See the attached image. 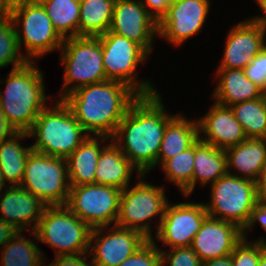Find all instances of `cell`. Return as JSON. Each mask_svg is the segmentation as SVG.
<instances>
[{"instance_id":"cell-1","label":"cell","mask_w":266,"mask_h":266,"mask_svg":"<svg viewBox=\"0 0 266 266\" xmlns=\"http://www.w3.org/2000/svg\"><path fill=\"white\" fill-rule=\"evenodd\" d=\"M168 115L160 94L140 96L121 120L112 141L136 167L139 178L157 166Z\"/></svg>"},{"instance_id":"cell-2","label":"cell","mask_w":266,"mask_h":266,"mask_svg":"<svg viewBox=\"0 0 266 266\" xmlns=\"http://www.w3.org/2000/svg\"><path fill=\"white\" fill-rule=\"evenodd\" d=\"M139 97L130 86L105 80L81 87L62 100L89 135L112 138L130 106Z\"/></svg>"},{"instance_id":"cell-3","label":"cell","mask_w":266,"mask_h":266,"mask_svg":"<svg viewBox=\"0 0 266 266\" xmlns=\"http://www.w3.org/2000/svg\"><path fill=\"white\" fill-rule=\"evenodd\" d=\"M28 61L11 69L5 82V93L0 92V105L7 122L16 132H29L38 114L47 106L42 72Z\"/></svg>"},{"instance_id":"cell-4","label":"cell","mask_w":266,"mask_h":266,"mask_svg":"<svg viewBox=\"0 0 266 266\" xmlns=\"http://www.w3.org/2000/svg\"><path fill=\"white\" fill-rule=\"evenodd\" d=\"M28 133L37 138L31 145L33 151L63 158L71 155L89 136L61 99L38 114Z\"/></svg>"},{"instance_id":"cell-5","label":"cell","mask_w":266,"mask_h":266,"mask_svg":"<svg viewBox=\"0 0 266 266\" xmlns=\"http://www.w3.org/2000/svg\"><path fill=\"white\" fill-rule=\"evenodd\" d=\"M91 228L66 205L47 206L34 231L38 241L55 249V256L79 255L90 250Z\"/></svg>"},{"instance_id":"cell-6","label":"cell","mask_w":266,"mask_h":266,"mask_svg":"<svg viewBox=\"0 0 266 266\" xmlns=\"http://www.w3.org/2000/svg\"><path fill=\"white\" fill-rule=\"evenodd\" d=\"M60 50L65 73L63 92L59 99L62 100L66 95L81 87L106 80L99 37L67 38L63 40ZM71 84L73 86H68Z\"/></svg>"},{"instance_id":"cell-7","label":"cell","mask_w":266,"mask_h":266,"mask_svg":"<svg viewBox=\"0 0 266 266\" xmlns=\"http://www.w3.org/2000/svg\"><path fill=\"white\" fill-rule=\"evenodd\" d=\"M210 190L211 204H204L208 216L231 222L243 230L259 198L256 182L229 171L212 183Z\"/></svg>"},{"instance_id":"cell-8","label":"cell","mask_w":266,"mask_h":266,"mask_svg":"<svg viewBox=\"0 0 266 266\" xmlns=\"http://www.w3.org/2000/svg\"><path fill=\"white\" fill-rule=\"evenodd\" d=\"M20 186L47 206L66 205L70 191L66 158L32 151Z\"/></svg>"},{"instance_id":"cell-9","label":"cell","mask_w":266,"mask_h":266,"mask_svg":"<svg viewBox=\"0 0 266 266\" xmlns=\"http://www.w3.org/2000/svg\"><path fill=\"white\" fill-rule=\"evenodd\" d=\"M99 38L106 80L122 82L140 96L158 92L149 81H136L137 75L134 72L138 64H143L148 58V53L139 44L109 30Z\"/></svg>"},{"instance_id":"cell-10","label":"cell","mask_w":266,"mask_h":266,"mask_svg":"<svg viewBox=\"0 0 266 266\" xmlns=\"http://www.w3.org/2000/svg\"><path fill=\"white\" fill-rule=\"evenodd\" d=\"M9 12L19 48L21 49L24 42L25 57L28 61H35V57L39 58L55 49H61L63 39L54 30L43 5L23 3L12 7ZM20 25L23 33L20 29L18 30Z\"/></svg>"},{"instance_id":"cell-11","label":"cell","mask_w":266,"mask_h":266,"mask_svg":"<svg viewBox=\"0 0 266 266\" xmlns=\"http://www.w3.org/2000/svg\"><path fill=\"white\" fill-rule=\"evenodd\" d=\"M167 204L163 186L138 181L131 189L127 186L121 192L116 225L137 230L152 239L150 220L157 215L161 222Z\"/></svg>"},{"instance_id":"cell-12","label":"cell","mask_w":266,"mask_h":266,"mask_svg":"<svg viewBox=\"0 0 266 266\" xmlns=\"http://www.w3.org/2000/svg\"><path fill=\"white\" fill-rule=\"evenodd\" d=\"M122 190L100 184L70 186L66 206L91 229L107 227L119 213Z\"/></svg>"},{"instance_id":"cell-13","label":"cell","mask_w":266,"mask_h":266,"mask_svg":"<svg viewBox=\"0 0 266 266\" xmlns=\"http://www.w3.org/2000/svg\"><path fill=\"white\" fill-rule=\"evenodd\" d=\"M208 217L204 203H179L165 208L156 237L170 248L189 247Z\"/></svg>"},{"instance_id":"cell-14","label":"cell","mask_w":266,"mask_h":266,"mask_svg":"<svg viewBox=\"0 0 266 266\" xmlns=\"http://www.w3.org/2000/svg\"><path fill=\"white\" fill-rule=\"evenodd\" d=\"M104 229L106 227L91 230L90 249L92 242L94 239L96 240L88 252H92L91 261L94 266H118L148 240L139 231L118 225H113L110 228L111 231L105 232V235L101 236L100 233L102 234Z\"/></svg>"},{"instance_id":"cell-15","label":"cell","mask_w":266,"mask_h":266,"mask_svg":"<svg viewBox=\"0 0 266 266\" xmlns=\"http://www.w3.org/2000/svg\"><path fill=\"white\" fill-rule=\"evenodd\" d=\"M109 31L136 42L149 54L153 37L158 36V23L142 0H115Z\"/></svg>"},{"instance_id":"cell-16","label":"cell","mask_w":266,"mask_h":266,"mask_svg":"<svg viewBox=\"0 0 266 266\" xmlns=\"http://www.w3.org/2000/svg\"><path fill=\"white\" fill-rule=\"evenodd\" d=\"M209 0H175L158 23V35L180 45L199 33L209 12Z\"/></svg>"},{"instance_id":"cell-17","label":"cell","mask_w":266,"mask_h":266,"mask_svg":"<svg viewBox=\"0 0 266 266\" xmlns=\"http://www.w3.org/2000/svg\"><path fill=\"white\" fill-rule=\"evenodd\" d=\"M242 239V230L237 225L208 216L190 246L205 262L230 255Z\"/></svg>"},{"instance_id":"cell-18","label":"cell","mask_w":266,"mask_h":266,"mask_svg":"<svg viewBox=\"0 0 266 266\" xmlns=\"http://www.w3.org/2000/svg\"><path fill=\"white\" fill-rule=\"evenodd\" d=\"M266 27L250 20L239 22L230 30L219 68L244 69L266 46Z\"/></svg>"},{"instance_id":"cell-19","label":"cell","mask_w":266,"mask_h":266,"mask_svg":"<svg viewBox=\"0 0 266 266\" xmlns=\"http://www.w3.org/2000/svg\"><path fill=\"white\" fill-rule=\"evenodd\" d=\"M197 123L199 139L219 149L225 150L247 139L243 127L234 117L231 108L216 102L204 117L197 120ZM202 133L204 134L201 135Z\"/></svg>"},{"instance_id":"cell-20","label":"cell","mask_w":266,"mask_h":266,"mask_svg":"<svg viewBox=\"0 0 266 266\" xmlns=\"http://www.w3.org/2000/svg\"><path fill=\"white\" fill-rule=\"evenodd\" d=\"M0 201L1 218L21 232L28 227L34 231L47 207L37 196L20 185H8L3 195H0Z\"/></svg>"},{"instance_id":"cell-21","label":"cell","mask_w":266,"mask_h":266,"mask_svg":"<svg viewBox=\"0 0 266 266\" xmlns=\"http://www.w3.org/2000/svg\"><path fill=\"white\" fill-rule=\"evenodd\" d=\"M219 80L213 93L215 102L230 107L261 97V88L249 80L242 69L218 68Z\"/></svg>"},{"instance_id":"cell-22","label":"cell","mask_w":266,"mask_h":266,"mask_svg":"<svg viewBox=\"0 0 266 266\" xmlns=\"http://www.w3.org/2000/svg\"><path fill=\"white\" fill-rule=\"evenodd\" d=\"M134 168L136 169L112 141L99 154L95 184L112 186L123 191L130 183Z\"/></svg>"},{"instance_id":"cell-23","label":"cell","mask_w":266,"mask_h":266,"mask_svg":"<svg viewBox=\"0 0 266 266\" xmlns=\"http://www.w3.org/2000/svg\"><path fill=\"white\" fill-rule=\"evenodd\" d=\"M99 140H98V139ZM112 138L107 136L89 135L74 152L66 158L68 179L70 186L95 184V172L99 154L104 147H100L99 141Z\"/></svg>"},{"instance_id":"cell-24","label":"cell","mask_w":266,"mask_h":266,"mask_svg":"<svg viewBox=\"0 0 266 266\" xmlns=\"http://www.w3.org/2000/svg\"><path fill=\"white\" fill-rule=\"evenodd\" d=\"M225 153L228 172L235 168L243 175L238 177L256 181L266 163V140L247 138L238 145L225 149Z\"/></svg>"},{"instance_id":"cell-25","label":"cell","mask_w":266,"mask_h":266,"mask_svg":"<svg viewBox=\"0 0 266 266\" xmlns=\"http://www.w3.org/2000/svg\"><path fill=\"white\" fill-rule=\"evenodd\" d=\"M199 139L197 120L176 114L167 124L161 141L157 165L190 148Z\"/></svg>"},{"instance_id":"cell-26","label":"cell","mask_w":266,"mask_h":266,"mask_svg":"<svg viewBox=\"0 0 266 266\" xmlns=\"http://www.w3.org/2000/svg\"><path fill=\"white\" fill-rule=\"evenodd\" d=\"M227 157L224 149L202 142L194 143V172L192 177V192L199 181L201 185L215 183L221 176L226 175Z\"/></svg>"},{"instance_id":"cell-27","label":"cell","mask_w":266,"mask_h":266,"mask_svg":"<svg viewBox=\"0 0 266 266\" xmlns=\"http://www.w3.org/2000/svg\"><path fill=\"white\" fill-rule=\"evenodd\" d=\"M29 137L28 132H16L0 143V173L3 181L20 185L24 178L25 165L32 147H23L20 140Z\"/></svg>"},{"instance_id":"cell-28","label":"cell","mask_w":266,"mask_h":266,"mask_svg":"<svg viewBox=\"0 0 266 266\" xmlns=\"http://www.w3.org/2000/svg\"><path fill=\"white\" fill-rule=\"evenodd\" d=\"M115 0H80L79 36L99 37L111 26Z\"/></svg>"},{"instance_id":"cell-29","label":"cell","mask_w":266,"mask_h":266,"mask_svg":"<svg viewBox=\"0 0 266 266\" xmlns=\"http://www.w3.org/2000/svg\"><path fill=\"white\" fill-rule=\"evenodd\" d=\"M43 7L63 40L79 36L80 0H50Z\"/></svg>"},{"instance_id":"cell-30","label":"cell","mask_w":266,"mask_h":266,"mask_svg":"<svg viewBox=\"0 0 266 266\" xmlns=\"http://www.w3.org/2000/svg\"><path fill=\"white\" fill-rule=\"evenodd\" d=\"M42 251L19 231L1 250L2 266H45Z\"/></svg>"},{"instance_id":"cell-31","label":"cell","mask_w":266,"mask_h":266,"mask_svg":"<svg viewBox=\"0 0 266 266\" xmlns=\"http://www.w3.org/2000/svg\"><path fill=\"white\" fill-rule=\"evenodd\" d=\"M247 138H266V109L261 97L230 106Z\"/></svg>"},{"instance_id":"cell-32","label":"cell","mask_w":266,"mask_h":266,"mask_svg":"<svg viewBox=\"0 0 266 266\" xmlns=\"http://www.w3.org/2000/svg\"><path fill=\"white\" fill-rule=\"evenodd\" d=\"M162 169L169 182L174 183L186 197L192 194V177L194 172V144L187 150L166 160Z\"/></svg>"},{"instance_id":"cell-33","label":"cell","mask_w":266,"mask_h":266,"mask_svg":"<svg viewBox=\"0 0 266 266\" xmlns=\"http://www.w3.org/2000/svg\"><path fill=\"white\" fill-rule=\"evenodd\" d=\"M20 51L10 12L0 13V68L13 63V68L22 67L28 59Z\"/></svg>"},{"instance_id":"cell-34","label":"cell","mask_w":266,"mask_h":266,"mask_svg":"<svg viewBox=\"0 0 266 266\" xmlns=\"http://www.w3.org/2000/svg\"><path fill=\"white\" fill-rule=\"evenodd\" d=\"M266 239L255 242L242 239L230 254L233 266H258L261 252L266 248Z\"/></svg>"},{"instance_id":"cell-35","label":"cell","mask_w":266,"mask_h":266,"mask_svg":"<svg viewBox=\"0 0 266 266\" xmlns=\"http://www.w3.org/2000/svg\"><path fill=\"white\" fill-rule=\"evenodd\" d=\"M154 239L156 238L148 239L118 266H162L160 248L155 244Z\"/></svg>"},{"instance_id":"cell-36","label":"cell","mask_w":266,"mask_h":266,"mask_svg":"<svg viewBox=\"0 0 266 266\" xmlns=\"http://www.w3.org/2000/svg\"><path fill=\"white\" fill-rule=\"evenodd\" d=\"M160 252L162 266L165 263L168 266H202V260L191 246L172 248L170 251L160 249Z\"/></svg>"},{"instance_id":"cell-37","label":"cell","mask_w":266,"mask_h":266,"mask_svg":"<svg viewBox=\"0 0 266 266\" xmlns=\"http://www.w3.org/2000/svg\"><path fill=\"white\" fill-rule=\"evenodd\" d=\"M245 76L261 89L266 88V46L243 69Z\"/></svg>"},{"instance_id":"cell-38","label":"cell","mask_w":266,"mask_h":266,"mask_svg":"<svg viewBox=\"0 0 266 266\" xmlns=\"http://www.w3.org/2000/svg\"><path fill=\"white\" fill-rule=\"evenodd\" d=\"M257 221L260 222L261 226L266 230V199L258 198L256 206L253 208L249 221L245 228L242 230V238H246V231L255 225Z\"/></svg>"},{"instance_id":"cell-39","label":"cell","mask_w":266,"mask_h":266,"mask_svg":"<svg viewBox=\"0 0 266 266\" xmlns=\"http://www.w3.org/2000/svg\"><path fill=\"white\" fill-rule=\"evenodd\" d=\"M174 1L175 0H142V4L157 23H159L166 15L168 7Z\"/></svg>"},{"instance_id":"cell-40","label":"cell","mask_w":266,"mask_h":266,"mask_svg":"<svg viewBox=\"0 0 266 266\" xmlns=\"http://www.w3.org/2000/svg\"><path fill=\"white\" fill-rule=\"evenodd\" d=\"M86 254L55 256L48 266H94L93 262L87 261Z\"/></svg>"},{"instance_id":"cell-41","label":"cell","mask_w":266,"mask_h":266,"mask_svg":"<svg viewBox=\"0 0 266 266\" xmlns=\"http://www.w3.org/2000/svg\"><path fill=\"white\" fill-rule=\"evenodd\" d=\"M19 231L0 217V246H5Z\"/></svg>"},{"instance_id":"cell-42","label":"cell","mask_w":266,"mask_h":266,"mask_svg":"<svg viewBox=\"0 0 266 266\" xmlns=\"http://www.w3.org/2000/svg\"><path fill=\"white\" fill-rule=\"evenodd\" d=\"M14 133H16L15 129L7 122L5 114L2 111L0 105V143L4 140H7Z\"/></svg>"},{"instance_id":"cell-43","label":"cell","mask_w":266,"mask_h":266,"mask_svg":"<svg viewBox=\"0 0 266 266\" xmlns=\"http://www.w3.org/2000/svg\"><path fill=\"white\" fill-rule=\"evenodd\" d=\"M255 182H256L258 197L266 199V163L262 167L259 177Z\"/></svg>"},{"instance_id":"cell-44","label":"cell","mask_w":266,"mask_h":266,"mask_svg":"<svg viewBox=\"0 0 266 266\" xmlns=\"http://www.w3.org/2000/svg\"><path fill=\"white\" fill-rule=\"evenodd\" d=\"M202 266H233L231 256L227 255L221 258H215L202 262Z\"/></svg>"},{"instance_id":"cell-45","label":"cell","mask_w":266,"mask_h":266,"mask_svg":"<svg viewBox=\"0 0 266 266\" xmlns=\"http://www.w3.org/2000/svg\"><path fill=\"white\" fill-rule=\"evenodd\" d=\"M258 5L260 6L261 10L263 11L264 15L263 17H253L249 19L250 21L260 24L261 26L266 27V0H256Z\"/></svg>"},{"instance_id":"cell-46","label":"cell","mask_w":266,"mask_h":266,"mask_svg":"<svg viewBox=\"0 0 266 266\" xmlns=\"http://www.w3.org/2000/svg\"><path fill=\"white\" fill-rule=\"evenodd\" d=\"M5 2L10 8H12L19 4L29 3L30 0H5Z\"/></svg>"},{"instance_id":"cell-47","label":"cell","mask_w":266,"mask_h":266,"mask_svg":"<svg viewBox=\"0 0 266 266\" xmlns=\"http://www.w3.org/2000/svg\"><path fill=\"white\" fill-rule=\"evenodd\" d=\"M258 266H266V248L261 252Z\"/></svg>"},{"instance_id":"cell-48","label":"cell","mask_w":266,"mask_h":266,"mask_svg":"<svg viewBox=\"0 0 266 266\" xmlns=\"http://www.w3.org/2000/svg\"><path fill=\"white\" fill-rule=\"evenodd\" d=\"M10 9L5 0H0V13L8 12Z\"/></svg>"},{"instance_id":"cell-49","label":"cell","mask_w":266,"mask_h":266,"mask_svg":"<svg viewBox=\"0 0 266 266\" xmlns=\"http://www.w3.org/2000/svg\"><path fill=\"white\" fill-rule=\"evenodd\" d=\"M50 0H30L29 3L35 5H44L45 3L49 2Z\"/></svg>"},{"instance_id":"cell-50","label":"cell","mask_w":266,"mask_h":266,"mask_svg":"<svg viewBox=\"0 0 266 266\" xmlns=\"http://www.w3.org/2000/svg\"><path fill=\"white\" fill-rule=\"evenodd\" d=\"M261 99H262V102H263L264 107L266 109V88L261 90Z\"/></svg>"},{"instance_id":"cell-51","label":"cell","mask_w":266,"mask_h":266,"mask_svg":"<svg viewBox=\"0 0 266 266\" xmlns=\"http://www.w3.org/2000/svg\"><path fill=\"white\" fill-rule=\"evenodd\" d=\"M7 185H5V182L2 179V175L0 173V193L1 191L6 187Z\"/></svg>"}]
</instances>
